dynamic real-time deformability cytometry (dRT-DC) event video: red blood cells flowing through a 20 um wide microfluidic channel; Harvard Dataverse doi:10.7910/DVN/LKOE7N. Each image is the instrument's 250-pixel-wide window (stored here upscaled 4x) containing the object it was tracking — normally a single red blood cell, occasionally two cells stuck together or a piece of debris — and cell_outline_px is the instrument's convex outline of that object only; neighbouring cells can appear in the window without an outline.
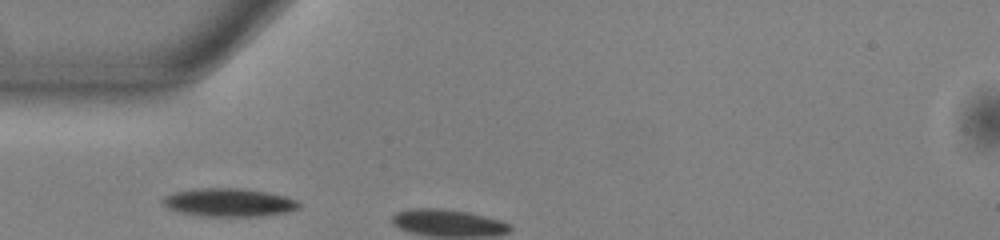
{"species": "common noctule bat (a hibernating species)", "species_latin": "Nyctalus noctula", "temperature_condition": "warm", "stored_images_in_passage": 4, "camera_frame_rate_fps": 3000, "um_per_image_px": 0.085, "animal": {"sex": "male", "body_mass_g": 13.0, "forearm_length_mm": 53.1}, "frame": {"image": 1, "passage_image": 1, "time_ms": 0.0, "image_size_px": [1000, 240], "cell_outline_px": [[300, 208], [288, 212], [260, 216], [204, 216], [180, 212], [168, 208], [164, 204], [164, 196], [176, 192], [192, 188], [248, 188], [268, 192], [284, 196], [296, 200], [300, 204]], "centroid_in_image_um": [19.5, 17.2], "position_along_channel_um": 65.5, "area_um2": 22.43}}